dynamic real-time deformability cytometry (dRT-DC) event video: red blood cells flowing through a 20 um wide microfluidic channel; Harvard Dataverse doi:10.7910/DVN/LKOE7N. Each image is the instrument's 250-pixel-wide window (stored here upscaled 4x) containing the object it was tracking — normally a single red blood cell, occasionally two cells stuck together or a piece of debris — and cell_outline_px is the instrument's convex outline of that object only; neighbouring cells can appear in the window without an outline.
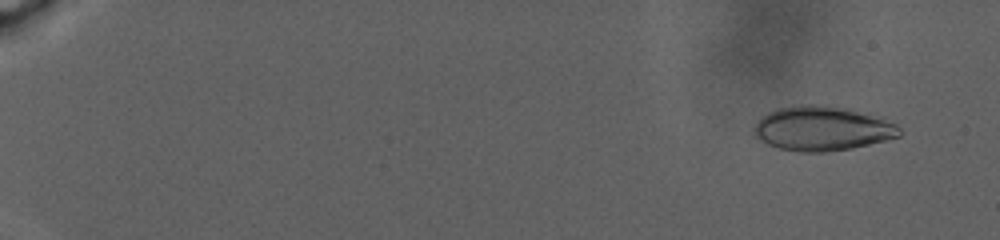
{"species": "human", "species_latin": "Homo sapiens", "temperature_condition": "warm", "stored_images_in_passage": 82, "camera_frame_rate_fps": 3000, "um_per_image_px": 0.085, "donor": {"sex": "male"}, "frame": {"image": 1, "passage_image": 7, "time_ms": 2.333, "image_size_px": [1000, 240], "cell_outline_px": [[900, 136], [852, 148], [828, 152], [800, 152], [780, 148], [768, 144], [752, 136], [752, 128], [760, 116], [776, 108], [800, 104], [824, 104], [848, 108], [884, 116], [896, 124], [900, 128]], "centroid_in_image_um": [69.88, 10.89], "position_along_channel_um": 15.1, "area_um2": 38.55}}
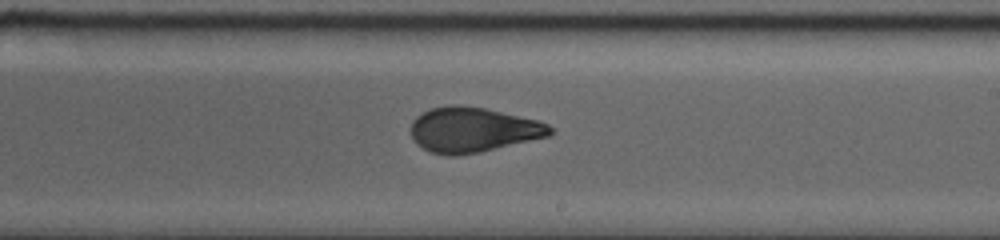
{"frame": {"image": 2, "passage_image": 46, "time_ms": 21.0, "image_size_px": [1000, 240], "cell_outline_px": [[552, 132], [548, 136], [480, 152], [456, 156], [448, 156], [432, 152], [416, 144], [412, 140], [412, 120], [416, 116], [432, 108], [452, 104], [456, 104], [484, 108], [540, 120], [548, 124], [552, 128]], "centroid_in_image_um": [40.19, 11.03], "position_along_channel_um": 248.8, "area_um2": 36.41}}
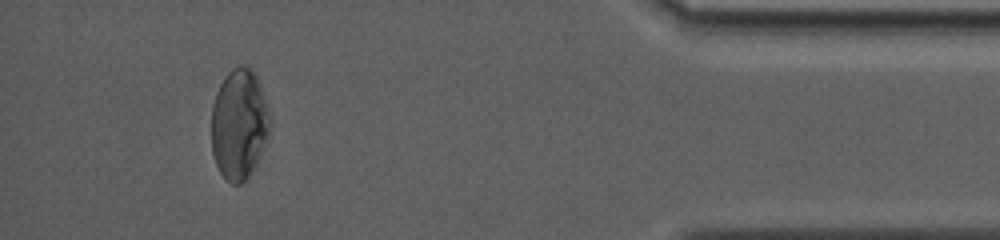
{"frame": {"image": 3, "passage_image": 77, "time_ms": 30.0, "image_size_px": [1000, 240], "cell_outline_px": [[272, 128], [248, 176], [240, 184], [232, 184], [224, 180], [216, 164], [212, 152], [212, 104], [216, 92], [224, 76], [232, 68], [240, 64], [244, 64], [252, 68], [256, 76], [268, 108], [272, 120]], "centroid_in_image_um": [20.32, 10.52], "position_along_channel_um": 414.9, "area_um2": 37.74}}